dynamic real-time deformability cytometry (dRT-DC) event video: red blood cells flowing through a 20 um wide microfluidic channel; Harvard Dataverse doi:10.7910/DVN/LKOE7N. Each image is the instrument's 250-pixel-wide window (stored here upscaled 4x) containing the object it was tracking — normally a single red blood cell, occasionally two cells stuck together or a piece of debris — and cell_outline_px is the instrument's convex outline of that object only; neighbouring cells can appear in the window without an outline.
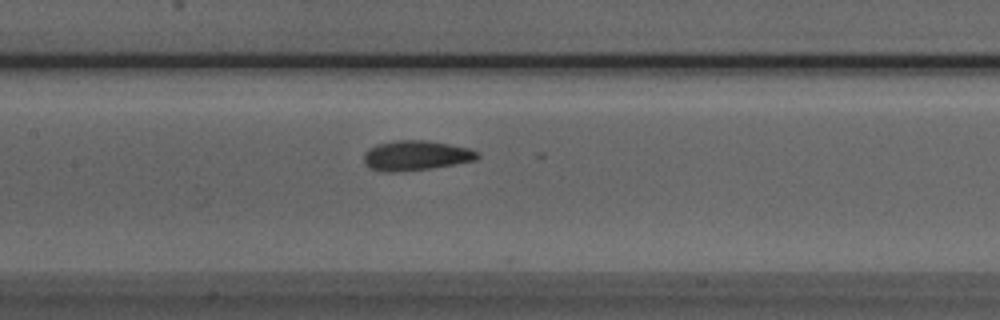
{"species": "Egyptian fruit bat (a non-hibernating species)", "species_latin": "Rousettus aegyptiacus", "temperature_condition": "room temperature", "stored_images_in_passage": 29, "camera_frame_rate_fps": 3000, "um_per_image_px": 0.085, "animal": {"sex": "male"}, "frame": {"image": 1, "passage_image": 11, "time_ms": 3.333, "image_size_px": [1000, 320], "cell_outline_px": [[480, 156], [476, 160], [432, 168], [396, 172], [380, 172], [368, 168], [364, 164], [364, 152], [368, 148], [376, 144], [396, 140], [428, 140], [468, 148], [480, 152]], "centroid_in_image_um": [35.31, 13.22], "position_along_channel_um": 172.1, "area_um2": 20.06}}
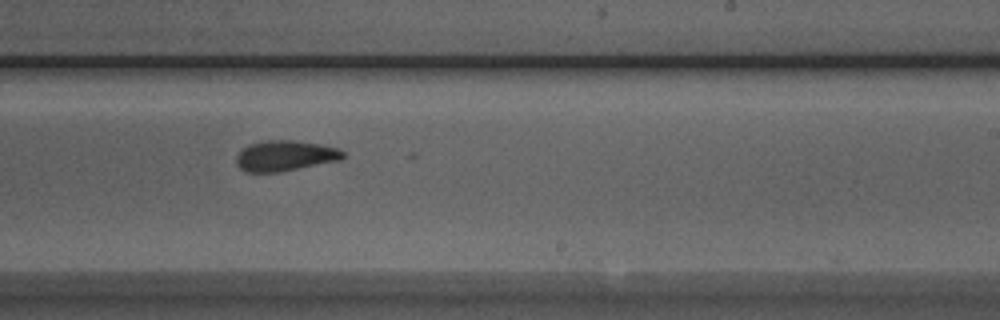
{"frame": {"image": 2, "passage_image": 18, "time_ms": 5.667, "image_size_px": [1000, 320], "cell_outline_px": [[344, 156], [340, 160], [280, 172], [244, 172], [236, 164], [236, 156], [248, 144], [264, 140], [292, 140], [320, 144], [340, 148], [344, 152]], "centroid_in_image_um": [24.23, 13.24], "position_along_channel_um": 264.8, "area_um2": 19.07}}
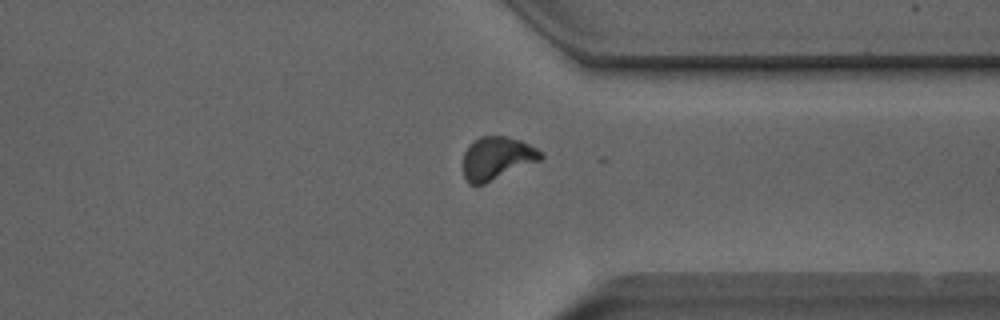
{"frame": {"image": 3, "passage_image": 26, "time_ms": 8.333, "image_size_px": [1000, 320], "cell_outline_px": [[544, 156], [540, 160], [484, 184], [468, 184], [464, 176], [464, 152], [468, 144], [472, 140], [480, 136], [508, 136], [520, 140], [544, 152]], "centroid_in_image_um": [42.23, 13.42], "position_along_channel_um": 369.2, "area_um2": 19.48}}